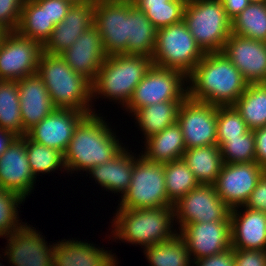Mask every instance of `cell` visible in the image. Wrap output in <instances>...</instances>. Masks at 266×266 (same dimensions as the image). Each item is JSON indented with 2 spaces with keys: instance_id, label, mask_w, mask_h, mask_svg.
<instances>
[{
  "instance_id": "1",
  "label": "cell",
  "mask_w": 266,
  "mask_h": 266,
  "mask_svg": "<svg viewBox=\"0 0 266 266\" xmlns=\"http://www.w3.org/2000/svg\"><path fill=\"white\" fill-rule=\"evenodd\" d=\"M187 82L190 98L216 106H232L248 85L221 51L205 53L187 76Z\"/></svg>"
},
{
  "instance_id": "2",
  "label": "cell",
  "mask_w": 266,
  "mask_h": 266,
  "mask_svg": "<svg viewBox=\"0 0 266 266\" xmlns=\"http://www.w3.org/2000/svg\"><path fill=\"white\" fill-rule=\"evenodd\" d=\"M103 119L93 112L78 123L64 153L67 173H87L92 167L111 161L125 148Z\"/></svg>"
},
{
  "instance_id": "3",
  "label": "cell",
  "mask_w": 266,
  "mask_h": 266,
  "mask_svg": "<svg viewBox=\"0 0 266 266\" xmlns=\"http://www.w3.org/2000/svg\"><path fill=\"white\" fill-rule=\"evenodd\" d=\"M37 74L46 85L55 108L86 114L96 112L92 107V83L72 70L60 55L42 52Z\"/></svg>"
},
{
  "instance_id": "4",
  "label": "cell",
  "mask_w": 266,
  "mask_h": 266,
  "mask_svg": "<svg viewBox=\"0 0 266 266\" xmlns=\"http://www.w3.org/2000/svg\"><path fill=\"white\" fill-rule=\"evenodd\" d=\"M112 219L113 240L137 244L143 248L170 240L174 230V206L144 209L117 208Z\"/></svg>"
},
{
  "instance_id": "5",
  "label": "cell",
  "mask_w": 266,
  "mask_h": 266,
  "mask_svg": "<svg viewBox=\"0 0 266 266\" xmlns=\"http://www.w3.org/2000/svg\"><path fill=\"white\" fill-rule=\"evenodd\" d=\"M152 64V58L145 55L119 54L106 57L92 83V100L102 96L126 107L136 86Z\"/></svg>"
},
{
  "instance_id": "6",
  "label": "cell",
  "mask_w": 266,
  "mask_h": 266,
  "mask_svg": "<svg viewBox=\"0 0 266 266\" xmlns=\"http://www.w3.org/2000/svg\"><path fill=\"white\" fill-rule=\"evenodd\" d=\"M183 21L204 53L222 51L232 34L231 20L220 0H187Z\"/></svg>"
},
{
  "instance_id": "7",
  "label": "cell",
  "mask_w": 266,
  "mask_h": 266,
  "mask_svg": "<svg viewBox=\"0 0 266 266\" xmlns=\"http://www.w3.org/2000/svg\"><path fill=\"white\" fill-rule=\"evenodd\" d=\"M204 54L183 20L157 29L153 64L188 76Z\"/></svg>"
},
{
  "instance_id": "8",
  "label": "cell",
  "mask_w": 266,
  "mask_h": 266,
  "mask_svg": "<svg viewBox=\"0 0 266 266\" xmlns=\"http://www.w3.org/2000/svg\"><path fill=\"white\" fill-rule=\"evenodd\" d=\"M120 200L118 208L123 209L173 206L166 193L164 164L138 155L134 161L130 187Z\"/></svg>"
},
{
  "instance_id": "9",
  "label": "cell",
  "mask_w": 266,
  "mask_h": 266,
  "mask_svg": "<svg viewBox=\"0 0 266 266\" xmlns=\"http://www.w3.org/2000/svg\"><path fill=\"white\" fill-rule=\"evenodd\" d=\"M186 85L187 76L183 72L152 64L136 86L125 110L132 114L135 110L151 104L183 101L188 96Z\"/></svg>"
},
{
  "instance_id": "10",
  "label": "cell",
  "mask_w": 266,
  "mask_h": 266,
  "mask_svg": "<svg viewBox=\"0 0 266 266\" xmlns=\"http://www.w3.org/2000/svg\"><path fill=\"white\" fill-rule=\"evenodd\" d=\"M43 46L23 37L16 31H8L0 40V81H18L37 73Z\"/></svg>"
},
{
  "instance_id": "11",
  "label": "cell",
  "mask_w": 266,
  "mask_h": 266,
  "mask_svg": "<svg viewBox=\"0 0 266 266\" xmlns=\"http://www.w3.org/2000/svg\"><path fill=\"white\" fill-rule=\"evenodd\" d=\"M173 206L174 223H179V231L190 223L230 221L231 209L220 198L213 185L199 184Z\"/></svg>"
},
{
  "instance_id": "12",
  "label": "cell",
  "mask_w": 266,
  "mask_h": 266,
  "mask_svg": "<svg viewBox=\"0 0 266 266\" xmlns=\"http://www.w3.org/2000/svg\"><path fill=\"white\" fill-rule=\"evenodd\" d=\"M177 123L186 149L217 145V106L187 96L180 104Z\"/></svg>"
},
{
  "instance_id": "13",
  "label": "cell",
  "mask_w": 266,
  "mask_h": 266,
  "mask_svg": "<svg viewBox=\"0 0 266 266\" xmlns=\"http://www.w3.org/2000/svg\"><path fill=\"white\" fill-rule=\"evenodd\" d=\"M94 26L102 38L106 56L128 50V3L121 0H95Z\"/></svg>"
},
{
  "instance_id": "14",
  "label": "cell",
  "mask_w": 266,
  "mask_h": 266,
  "mask_svg": "<svg viewBox=\"0 0 266 266\" xmlns=\"http://www.w3.org/2000/svg\"><path fill=\"white\" fill-rule=\"evenodd\" d=\"M265 171L257 162L224 163L213 186L230 209L244 206Z\"/></svg>"
},
{
  "instance_id": "15",
  "label": "cell",
  "mask_w": 266,
  "mask_h": 266,
  "mask_svg": "<svg viewBox=\"0 0 266 266\" xmlns=\"http://www.w3.org/2000/svg\"><path fill=\"white\" fill-rule=\"evenodd\" d=\"M25 224V225H24ZM8 235L4 257L11 266H54V243L48 245L45 236L24 223Z\"/></svg>"
},
{
  "instance_id": "16",
  "label": "cell",
  "mask_w": 266,
  "mask_h": 266,
  "mask_svg": "<svg viewBox=\"0 0 266 266\" xmlns=\"http://www.w3.org/2000/svg\"><path fill=\"white\" fill-rule=\"evenodd\" d=\"M178 234L184 239L193 262L231 248L230 221L190 223Z\"/></svg>"
},
{
  "instance_id": "17",
  "label": "cell",
  "mask_w": 266,
  "mask_h": 266,
  "mask_svg": "<svg viewBox=\"0 0 266 266\" xmlns=\"http://www.w3.org/2000/svg\"><path fill=\"white\" fill-rule=\"evenodd\" d=\"M36 179L28 161L25 136H17L0 157V187L26 199Z\"/></svg>"
},
{
  "instance_id": "18",
  "label": "cell",
  "mask_w": 266,
  "mask_h": 266,
  "mask_svg": "<svg viewBox=\"0 0 266 266\" xmlns=\"http://www.w3.org/2000/svg\"><path fill=\"white\" fill-rule=\"evenodd\" d=\"M248 84L260 83L266 74V42L231 34L221 51Z\"/></svg>"
},
{
  "instance_id": "19",
  "label": "cell",
  "mask_w": 266,
  "mask_h": 266,
  "mask_svg": "<svg viewBox=\"0 0 266 266\" xmlns=\"http://www.w3.org/2000/svg\"><path fill=\"white\" fill-rule=\"evenodd\" d=\"M87 114L73 109L56 108L27 133L34 142L63 153L68 148L78 123Z\"/></svg>"
},
{
  "instance_id": "20",
  "label": "cell",
  "mask_w": 266,
  "mask_h": 266,
  "mask_svg": "<svg viewBox=\"0 0 266 266\" xmlns=\"http://www.w3.org/2000/svg\"><path fill=\"white\" fill-rule=\"evenodd\" d=\"M60 56L72 70L87 78L91 83L106 59L102 38L95 26L81 33L75 42Z\"/></svg>"
},
{
  "instance_id": "21",
  "label": "cell",
  "mask_w": 266,
  "mask_h": 266,
  "mask_svg": "<svg viewBox=\"0 0 266 266\" xmlns=\"http://www.w3.org/2000/svg\"><path fill=\"white\" fill-rule=\"evenodd\" d=\"M94 10L95 1L72 4L64 19L55 25L43 52L60 55L71 47L81 33L94 26Z\"/></svg>"
},
{
  "instance_id": "22",
  "label": "cell",
  "mask_w": 266,
  "mask_h": 266,
  "mask_svg": "<svg viewBox=\"0 0 266 266\" xmlns=\"http://www.w3.org/2000/svg\"><path fill=\"white\" fill-rule=\"evenodd\" d=\"M230 223L233 249L266 250V212L239 206L231 209Z\"/></svg>"
},
{
  "instance_id": "23",
  "label": "cell",
  "mask_w": 266,
  "mask_h": 266,
  "mask_svg": "<svg viewBox=\"0 0 266 266\" xmlns=\"http://www.w3.org/2000/svg\"><path fill=\"white\" fill-rule=\"evenodd\" d=\"M18 90L22 124L28 132L56 108L37 73L18 80Z\"/></svg>"
},
{
  "instance_id": "24",
  "label": "cell",
  "mask_w": 266,
  "mask_h": 266,
  "mask_svg": "<svg viewBox=\"0 0 266 266\" xmlns=\"http://www.w3.org/2000/svg\"><path fill=\"white\" fill-rule=\"evenodd\" d=\"M94 244L74 239H62L54 243V266H118L111 251Z\"/></svg>"
},
{
  "instance_id": "25",
  "label": "cell",
  "mask_w": 266,
  "mask_h": 266,
  "mask_svg": "<svg viewBox=\"0 0 266 266\" xmlns=\"http://www.w3.org/2000/svg\"><path fill=\"white\" fill-rule=\"evenodd\" d=\"M129 151L128 148H124L111 161L94 166L87 172L106 191L114 194L119 192L122 197L130 187L134 161L137 158L136 154Z\"/></svg>"
},
{
  "instance_id": "26",
  "label": "cell",
  "mask_w": 266,
  "mask_h": 266,
  "mask_svg": "<svg viewBox=\"0 0 266 266\" xmlns=\"http://www.w3.org/2000/svg\"><path fill=\"white\" fill-rule=\"evenodd\" d=\"M144 140V153L140 154L152 162L165 164L179 160L186 151L184 135L177 122Z\"/></svg>"
},
{
  "instance_id": "27",
  "label": "cell",
  "mask_w": 266,
  "mask_h": 266,
  "mask_svg": "<svg viewBox=\"0 0 266 266\" xmlns=\"http://www.w3.org/2000/svg\"><path fill=\"white\" fill-rule=\"evenodd\" d=\"M182 160L190 168L196 181L204 185L215 183L224 164L218 145L186 149Z\"/></svg>"
},
{
  "instance_id": "28",
  "label": "cell",
  "mask_w": 266,
  "mask_h": 266,
  "mask_svg": "<svg viewBox=\"0 0 266 266\" xmlns=\"http://www.w3.org/2000/svg\"><path fill=\"white\" fill-rule=\"evenodd\" d=\"M54 27L46 14V0H25L15 30L18 34L43 46L50 38Z\"/></svg>"
},
{
  "instance_id": "29",
  "label": "cell",
  "mask_w": 266,
  "mask_h": 266,
  "mask_svg": "<svg viewBox=\"0 0 266 266\" xmlns=\"http://www.w3.org/2000/svg\"><path fill=\"white\" fill-rule=\"evenodd\" d=\"M157 28L135 5L128 3V50L126 54L152 57Z\"/></svg>"
},
{
  "instance_id": "30",
  "label": "cell",
  "mask_w": 266,
  "mask_h": 266,
  "mask_svg": "<svg viewBox=\"0 0 266 266\" xmlns=\"http://www.w3.org/2000/svg\"><path fill=\"white\" fill-rule=\"evenodd\" d=\"M182 101H164L135 110L132 115L144 138H149L177 122Z\"/></svg>"
},
{
  "instance_id": "31",
  "label": "cell",
  "mask_w": 266,
  "mask_h": 266,
  "mask_svg": "<svg viewBox=\"0 0 266 266\" xmlns=\"http://www.w3.org/2000/svg\"><path fill=\"white\" fill-rule=\"evenodd\" d=\"M232 106L250 130L266 126V89L261 84H248Z\"/></svg>"
},
{
  "instance_id": "32",
  "label": "cell",
  "mask_w": 266,
  "mask_h": 266,
  "mask_svg": "<svg viewBox=\"0 0 266 266\" xmlns=\"http://www.w3.org/2000/svg\"><path fill=\"white\" fill-rule=\"evenodd\" d=\"M149 266H193L184 239L177 233L170 240L144 248Z\"/></svg>"
},
{
  "instance_id": "33",
  "label": "cell",
  "mask_w": 266,
  "mask_h": 266,
  "mask_svg": "<svg viewBox=\"0 0 266 266\" xmlns=\"http://www.w3.org/2000/svg\"><path fill=\"white\" fill-rule=\"evenodd\" d=\"M0 128L27 135L20 111L18 81H0Z\"/></svg>"
},
{
  "instance_id": "34",
  "label": "cell",
  "mask_w": 266,
  "mask_h": 266,
  "mask_svg": "<svg viewBox=\"0 0 266 266\" xmlns=\"http://www.w3.org/2000/svg\"><path fill=\"white\" fill-rule=\"evenodd\" d=\"M164 174L168 201L172 205L199 185L182 159L165 163Z\"/></svg>"
},
{
  "instance_id": "35",
  "label": "cell",
  "mask_w": 266,
  "mask_h": 266,
  "mask_svg": "<svg viewBox=\"0 0 266 266\" xmlns=\"http://www.w3.org/2000/svg\"><path fill=\"white\" fill-rule=\"evenodd\" d=\"M186 2L187 0H139L135 6L159 29L182 21Z\"/></svg>"
},
{
  "instance_id": "36",
  "label": "cell",
  "mask_w": 266,
  "mask_h": 266,
  "mask_svg": "<svg viewBox=\"0 0 266 266\" xmlns=\"http://www.w3.org/2000/svg\"><path fill=\"white\" fill-rule=\"evenodd\" d=\"M231 24L232 34L266 42V4L250 3Z\"/></svg>"
},
{
  "instance_id": "37",
  "label": "cell",
  "mask_w": 266,
  "mask_h": 266,
  "mask_svg": "<svg viewBox=\"0 0 266 266\" xmlns=\"http://www.w3.org/2000/svg\"><path fill=\"white\" fill-rule=\"evenodd\" d=\"M25 145L28 161L33 176L36 178L40 173L46 174L58 168L66 171L64 153L51 147L32 141L25 135Z\"/></svg>"
},
{
  "instance_id": "38",
  "label": "cell",
  "mask_w": 266,
  "mask_h": 266,
  "mask_svg": "<svg viewBox=\"0 0 266 266\" xmlns=\"http://www.w3.org/2000/svg\"><path fill=\"white\" fill-rule=\"evenodd\" d=\"M223 163L256 162V144L253 130L235 138H227L220 146Z\"/></svg>"
},
{
  "instance_id": "39",
  "label": "cell",
  "mask_w": 266,
  "mask_h": 266,
  "mask_svg": "<svg viewBox=\"0 0 266 266\" xmlns=\"http://www.w3.org/2000/svg\"><path fill=\"white\" fill-rule=\"evenodd\" d=\"M24 201L19 194L0 187V238L6 239L24 224L18 216L19 204Z\"/></svg>"
},
{
  "instance_id": "40",
  "label": "cell",
  "mask_w": 266,
  "mask_h": 266,
  "mask_svg": "<svg viewBox=\"0 0 266 266\" xmlns=\"http://www.w3.org/2000/svg\"><path fill=\"white\" fill-rule=\"evenodd\" d=\"M216 129L218 146L227 138L239 137L250 131L242 116L233 106H217Z\"/></svg>"
},
{
  "instance_id": "41",
  "label": "cell",
  "mask_w": 266,
  "mask_h": 266,
  "mask_svg": "<svg viewBox=\"0 0 266 266\" xmlns=\"http://www.w3.org/2000/svg\"><path fill=\"white\" fill-rule=\"evenodd\" d=\"M24 2L25 0H0V26L7 32L16 30Z\"/></svg>"
},
{
  "instance_id": "42",
  "label": "cell",
  "mask_w": 266,
  "mask_h": 266,
  "mask_svg": "<svg viewBox=\"0 0 266 266\" xmlns=\"http://www.w3.org/2000/svg\"><path fill=\"white\" fill-rule=\"evenodd\" d=\"M233 250L235 266H266V250Z\"/></svg>"
},
{
  "instance_id": "43",
  "label": "cell",
  "mask_w": 266,
  "mask_h": 266,
  "mask_svg": "<svg viewBox=\"0 0 266 266\" xmlns=\"http://www.w3.org/2000/svg\"><path fill=\"white\" fill-rule=\"evenodd\" d=\"M244 207L251 210L266 212V171L259 178L255 189L250 194Z\"/></svg>"
},
{
  "instance_id": "44",
  "label": "cell",
  "mask_w": 266,
  "mask_h": 266,
  "mask_svg": "<svg viewBox=\"0 0 266 266\" xmlns=\"http://www.w3.org/2000/svg\"><path fill=\"white\" fill-rule=\"evenodd\" d=\"M71 6L72 3L67 0H46V14L56 25L64 19Z\"/></svg>"
},
{
  "instance_id": "45",
  "label": "cell",
  "mask_w": 266,
  "mask_h": 266,
  "mask_svg": "<svg viewBox=\"0 0 266 266\" xmlns=\"http://www.w3.org/2000/svg\"><path fill=\"white\" fill-rule=\"evenodd\" d=\"M192 264L193 266H235L234 250L231 247L222 253L198 259Z\"/></svg>"
},
{
  "instance_id": "46",
  "label": "cell",
  "mask_w": 266,
  "mask_h": 266,
  "mask_svg": "<svg viewBox=\"0 0 266 266\" xmlns=\"http://www.w3.org/2000/svg\"><path fill=\"white\" fill-rule=\"evenodd\" d=\"M256 144V162L266 169V126L253 130Z\"/></svg>"
},
{
  "instance_id": "47",
  "label": "cell",
  "mask_w": 266,
  "mask_h": 266,
  "mask_svg": "<svg viewBox=\"0 0 266 266\" xmlns=\"http://www.w3.org/2000/svg\"><path fill=\"white\" fill-rule=\"evenodd\" d=\"M227 17L232 21L250 3L248 0H220Z\"/></svg>"
},
{
  "instance_id": "48",
  "label": "cell",
  "mask_w": 266,
  "mask_h": 266,
  "mask_svg": "<svg viewBox=\"0 0 266 266\" xmlns=\"http://www.w3.org/2000/svg\"><path fill=\"white\" fill-rule=\"evenodd\" d=\"M17 137L12 131L0 128V157Z\"/></svg>"
},
{
  "instance_id": "49",
  "label": "cell",
  "mask_w": 266,
  "mask_h": 266,
  "mask_svg": "<svg viewBox=\"0 0 266 266\" xmlns=\"http://www.w3.org/2000/svg\"><path fill=\"white\" fill-rule=\"evenodd\" d=\"M71 2L72 4H81V3H86L88 1H95V0H67Z\"/></svg>"
},
{
  "instance_id": "50",
  "label": "cell",
  "mask_w": 266,
  "mask_h": 266,
  "mask_svg": "<svg viewBox=\"0 0 266 266\" xmlns=\"http://www.w3.org/2000/svg\"><path fill=\"white\" fill-rule=\"evenodd\" d=\"M249 3L266 4V0H248Z\"/></svg>"
},
{
  "instance_id": "51",
  "label": "cell",
  "mask_w": 266,
  "mask_h": 266,
  "mask_svg": "<svg viewBox=\"0 0 266 266\" xmlns=\"http://www.w3.org/2000/svg\"><path fill=\"white\" fill-rule=\"evenodd\" d=\"M121 1H124L126 3H129L131 5H135L139 0H121Z\"/></svg>"
},
{
  "instance_id": "52",
  "label": "cell",
  "mask_w": 266,
  "mask_h": 266,
  "mask_svg": "<svg viewBox=\"0 0 266 266\" xmlns=\"http://www.w3.org/2000/svg\"><path fill=\"white\" fill-rule=\"evenodd\" d=\"M7 31L2 27L0 26V40L3 38V35L6 33Z\"/></svg>"
},
{
  "instance_id": "53",
  "label": "cell",
  "mask_w": 266,
  "mask_h": 266,
  "mask_svg": "<svg viewBox=\"0 0 266 266\" xmlns=\"http://www.w3.org/2000/svg\"><path fill=\"white\" fill-rule=\"evenodd\" d=\"M259 84H261L266 89V74L263 80Z\"/></svg>"
}]
</instances>
